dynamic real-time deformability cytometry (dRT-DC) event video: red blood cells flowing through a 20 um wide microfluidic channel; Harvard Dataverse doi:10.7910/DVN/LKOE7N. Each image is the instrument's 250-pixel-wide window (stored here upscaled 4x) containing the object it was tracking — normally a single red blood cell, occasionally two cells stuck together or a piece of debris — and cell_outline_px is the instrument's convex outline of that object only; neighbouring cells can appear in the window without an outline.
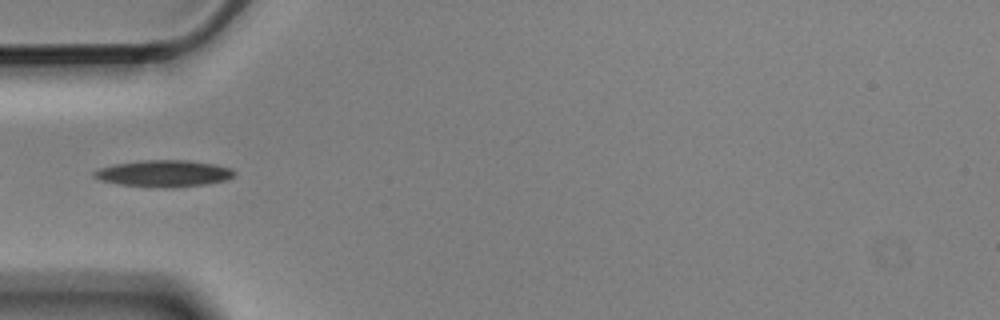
{"species": "Egyptian fruit bat (a non-hibernating species)", "species_latin": "Rousettus aegyptiacus", "temperature_condition": "cold", "stored_images_in_passage": 3, "camera_frame_rate_fps": 3000, "um_per_image_px": 0.085, "animal": {"sex": "male"}, "frame": {"image": 1, "passage_image": 1, "time_ms": 0.0, "image_size_px": [1000, 320], "cell_outline_px": [[236, 172], [232, 176], [224, 180], [204, 184], [172, 188], [164, 188], [120, 184], [100, 180], [92, 176], [92, 172], [100, 168], [116, 164], [140, 160], [188, 160], [216, 164], [232, 168]], "centroid_in_image_um": [13.92, 14.74], "position_along_channel_um": 71.1, "area_um2": 21.73}}
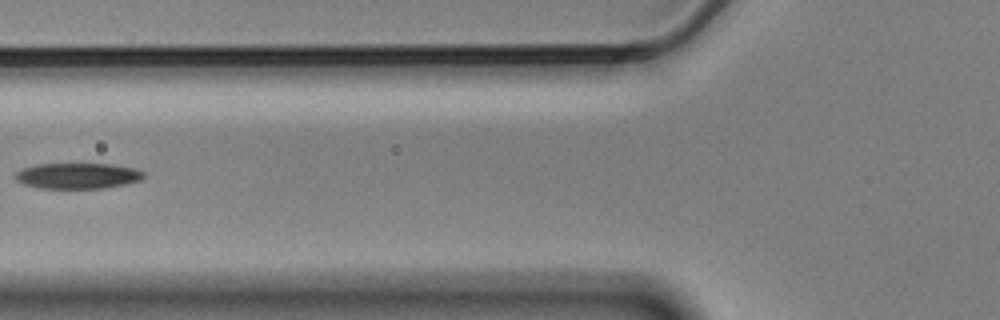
{"frame": {"image": 2, "passage_image": 2, "time_ms": 0.333, "image_size_px": [1000, 320], "cell_outline_px": [[144, 176], [140, 180], [124, 184], [104, 188], [40, 188], [24, 184], [16, 180], [12, 176], [20, 168], [36, 164], [112, 164], [136, 168], [144, 172]], "centroid_in_image_um": [6.56, 14.93], "position_along_channel_um": 119.2, "area_um2": 19.36}}
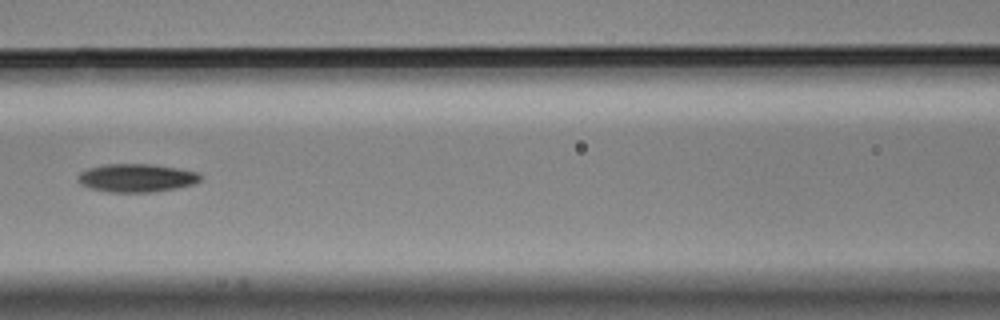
{"frame": {"image": 3, "passage_image": 3, "time_ms": 0.667, "image_size_px": [1000, 320], "cell_outline_px": [[204, 176], [200, 180], [192, 184], [176, 188], [152, 192], [112, 192], [92, 188], [80, 184], [76, 180], [76, 176], [80, 172], [88, 168], [104, 164], [152, 164], [180, 168], [200, 172]], "centroid_in_image_um": [11.62, 15.11], "position_along_channel_um": 155.0, "area_um2": 20.35}}